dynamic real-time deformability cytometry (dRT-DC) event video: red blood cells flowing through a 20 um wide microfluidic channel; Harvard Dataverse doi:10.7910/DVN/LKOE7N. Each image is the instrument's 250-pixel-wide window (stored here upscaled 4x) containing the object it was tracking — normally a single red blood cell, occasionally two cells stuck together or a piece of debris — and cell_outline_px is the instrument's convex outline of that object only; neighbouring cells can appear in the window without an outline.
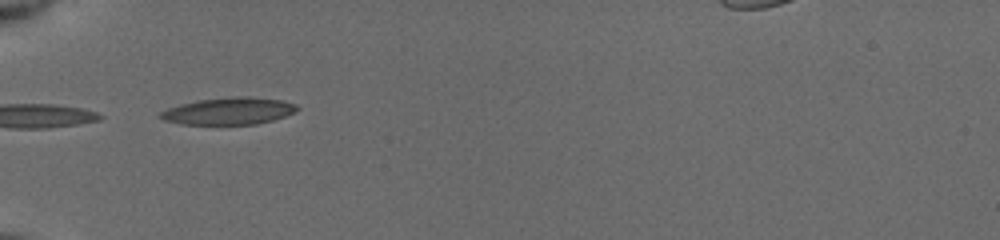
{"species": "common noctule bat (a hibernating species)", "species_latin": "Nyctalus noctula", "temperature_condition": "cold", "stored_images_in_passage": 3, "camera_frame_rate_fps": 3000, "um_per_image_px": 0.085, "animal": {"sex": "female", "body_mass_g": 19.5, "forearm_length_mm": 54.1}, "frame": {"image": 1, "passage_image": 1, "time_ms": 0.0, "image_size_px": [1000, 240], "cell_outline_px": [[300, 108], [296, 112], [272, 120], [256, 124], [180, 124], [164, 120], [156, 116], [160, 112], [168, 108], [180, 104], [196, 100], [228, 96], [248, 96], [284, 100], [296, 104]], "centroid_in_image_um": [19.45, 9.42], "position_along_channel_um": 65.6, "area_um2": 21.85}}